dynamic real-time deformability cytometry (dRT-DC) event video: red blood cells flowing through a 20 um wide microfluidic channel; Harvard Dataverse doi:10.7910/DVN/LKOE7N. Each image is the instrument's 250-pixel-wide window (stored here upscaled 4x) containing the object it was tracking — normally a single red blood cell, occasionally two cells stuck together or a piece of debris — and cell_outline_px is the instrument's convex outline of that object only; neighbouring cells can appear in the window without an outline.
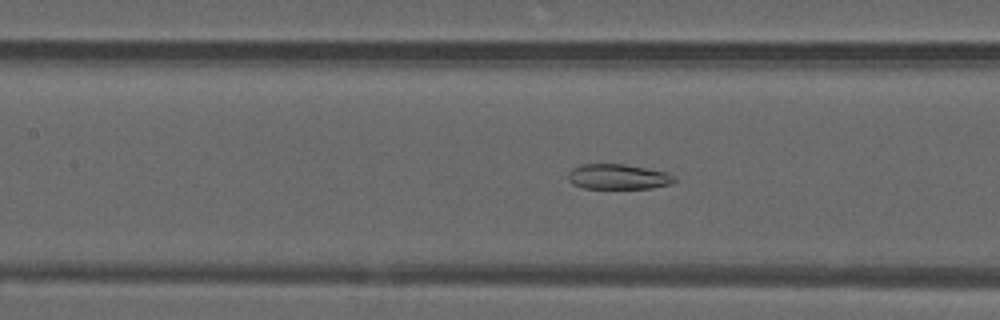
{"species": "common noctule bat (a hibernating species)", "species_latin": "Nyctalus noctula", "temperature_condition": "warm", "stored_images_in_passage": 41, "camera_frame_rate_fps": 3000, "um_per_image_px": 0.085, "animal": {"sex": "male", "forearm_length_mm": 52.5}, "frame": {"image": 1, "passage_image": 12, "time_ms": 3.667, "image_size_px": [1000, 320], "cell_outline_px": [[676, 180], [668, 184], [652, 188], [584, 188], [572, 184], [568, 180], [568, 172], [572, 168], [580, 164], [624, 164], [668, 172], [676, 176]], "centroid_in_image_um": [52.52, 15.01], "position_along_channel_um": 154.9, "area_um2": 15.66}}
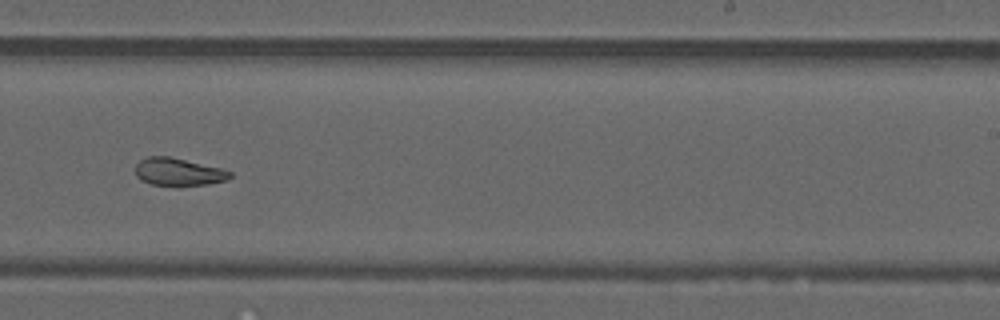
{"frame": {"image": 2, "passage_image": 21, "time_ms": 6.667, "image_size_px": [1000, 320], "cell_outline_px": [[232, 176], [228, 180], [208, 184], [180, 188], [176, 188], [152, 184], [140, 180], [136, 176], [136, 164], [140, 160], [148, 156], [168, 156], [220, 168], [232, 172]], "centroid_in_image_um": [15.16, 14.66], "position_along_channel_um": 273.8, "area_um2": 15.72}}
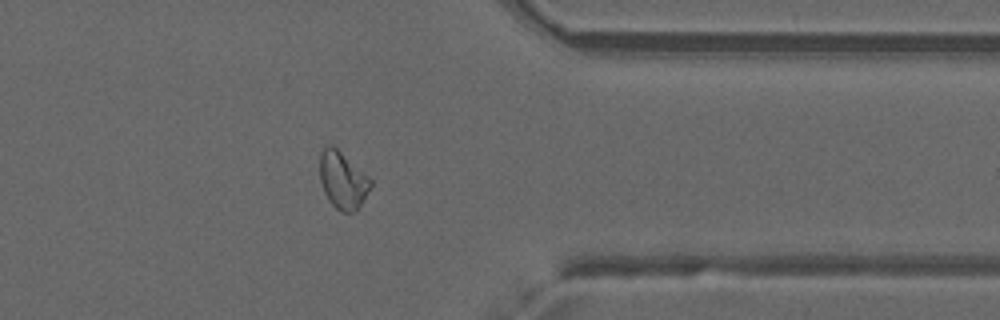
{"frame": {"image": 3, "passage_image": 30, "time_ms": 9.667, "image_size_px": [1000, 320], "cell_outline_px": [[372, 184], [356, 212], [340, 212], [328, 200], [324, 192], [320, 180], [320, 152], [328, 144], [332, 144], [368, 176], [372, 180]], "centroid_in_image_um": [29.11, 15.32], "position_along_channel_um": 382.3, "area_um2": 16.82}, "authors_computed_cell_mechanics": {"area_um2": 17.1088, "velocity_mm_per_s": 3.9839, "shape_relaxation_time_tau1_ms": null, "shape_relaxation_time_tau2_ms": 1.8865, "deformation_change_tau1": null, "deformation_change_tau2": 0.0789}}